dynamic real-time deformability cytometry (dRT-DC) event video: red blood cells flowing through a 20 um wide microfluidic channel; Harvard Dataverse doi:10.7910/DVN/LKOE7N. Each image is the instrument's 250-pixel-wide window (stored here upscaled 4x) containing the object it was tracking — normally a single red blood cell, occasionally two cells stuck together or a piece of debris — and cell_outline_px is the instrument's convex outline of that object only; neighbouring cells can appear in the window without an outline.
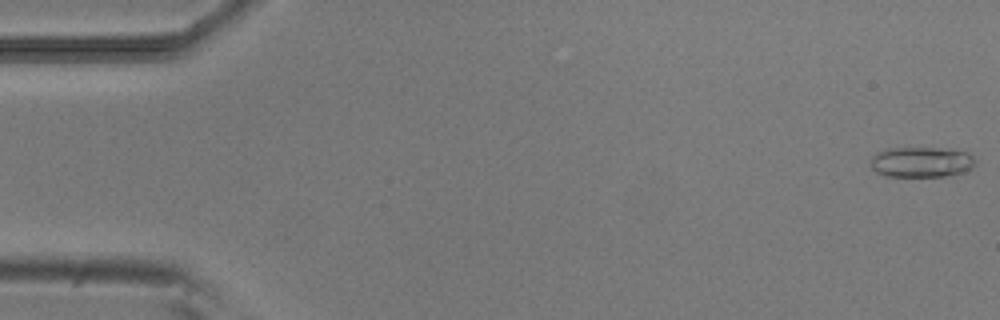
{"species": "common noctule bat (a hibernating species)", "species_latin": "Nyctalus noctula", "temperature_condition": "room temperature", "stored_images_in_passage": 13, "camera_frame_rate_fps": 3000, "um_per_image_px": 0.085, "animal": {"sex": "male", "body_mass_g": 20.5, "forearm_length_mm": 52.5}, "frame": {"image": 1, "passage_image": 1, "time_ms": 0.0, "image_size_px": [1000, 320], "cell_outline_px": [[976, 160], [972, 168], [964, 172], [952, 176], [884, 176], [876, 172], [872, 168], [872, 156], [888, 148], [936, 148], [968, 152]], "centroid_in_image_um": [78.35, 13.79], "position_along_channel_um": 6.7, "area_um2": 18.5}}